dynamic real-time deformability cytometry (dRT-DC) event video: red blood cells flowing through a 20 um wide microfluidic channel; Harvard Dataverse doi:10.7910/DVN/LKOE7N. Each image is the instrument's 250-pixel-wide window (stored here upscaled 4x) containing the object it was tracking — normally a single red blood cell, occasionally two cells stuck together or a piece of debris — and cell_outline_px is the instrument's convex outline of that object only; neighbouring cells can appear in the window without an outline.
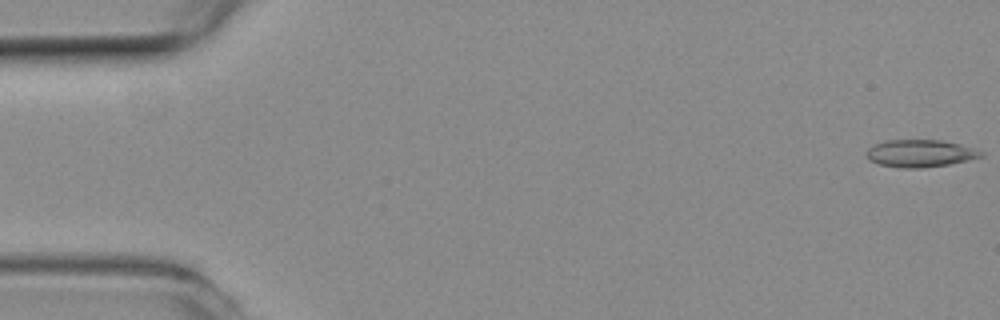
{"species": "common noctule bat (a hibernating species)", "species_latin": "Nyctalus noctula", "temperature_condition": "room temperature", "stored_images_in_passage": 8, "camera_frame_rate_fps": 3000, "um_per_image_px": 0.085, "animal": {"sex": "female", "body_mass_g": 19.3, "forearm_length_mm": 54.1}, "frame": {"image": 1, "passage_image": 1, "time_ms": 0.0, "image_size_px": [1000, 320], "cell_outline_px": [[984, 156], [968, 160], [948, 164], [924, 168], [900, 168], [876, 164], [868, 160], [864, 152], [868, 148], [884, 140], [944, 140], [972, 148], [984, 152]], "centroid_in_image_um": [78.16, 13.04], "position_along_channel_um": 6.8, "area_um2": 18.44}}